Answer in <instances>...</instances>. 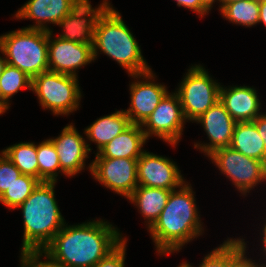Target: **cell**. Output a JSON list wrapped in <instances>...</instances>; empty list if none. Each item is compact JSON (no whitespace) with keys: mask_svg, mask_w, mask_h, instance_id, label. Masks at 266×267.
Returning <instances> with one entry per match:
<instances>
[{"mask_svg":"<svg viewBox=\"0 0 266 267\" xmlns=\"http://www.w3.org/2000/svg\"><path fill=\"white\" fill-rule=\"evenodd\" d=\"M116 229L102 220L64 225L42 251L67 267H93L125 239Z\"/></svg>","mask_w":266,"mask_h":267,"instance_id":"obj_1","label":"cell"},{"mask_svg":"<svg viewBox=\"0 0 266 267\" xmlns=\"http://www.w3.org/2000/svg\"><path fill=\"white\" fill-rule=\"evenodd\" d=\"M191 186L184 183L180 190H172L158 219L149 228L157 252L170 254L202 234V224Z\"/></svg>","mask_w":266,"mask_h":267,"instance_id":"obj_2","label":"cell"},{"mask_svg":"<svg viewBox=\"0 0 266 267\" xmlns=\"http://www.w3.org/2000/svg\"><path fill=\"white\" fill-rule=\"evenodd\" d=\"M55 183L40 182L19 206L24 219L21 252L42 251L66 224L55 200Z\"/></svg>","mask_w":266,"mask_h":267,"instance_id":"obj_3","label":"cell"},{"mask_svg":"<svg viewBox=\"0 0 266 267\" xmlns=\"http://www.w3.org/2000/svg\"><path fill=\"white\" fill-rule=\"evenodd\" d=\"M94 60L100 49L117 61L127 72L142 74L150 71L140 46L127 27L119 12L111 6L99 18L93 36Z\"/></svg>","mask_w":266,"mask_h":267,"instance_id":"obj_4","label":"cell"},{"mask_svg":"<svg viewBox=\"0 0 266 267\" xmlns=\"http://www.w3.org/2000/svg\"><path fill=\"white\" fill-rule=\"evenodd\" d=\"M0 52L7 64L17 67L31 79L49 71L48 31L22 28L0 36Z\"/></svg>","mask_w":266,"mask_h":267,"instance_id":"obj_5","label":"cell"},{"mask_svg":"<svg viewBox=\"0 0 266 267\" xmlns=\"http://www.w3.org/2000/svg\"><path fill=\"white\" fill-rule=\"evenodd\" d=\"M31 90L38 96L40 105L54 115L76 111L81 98L77 77L52 71L34 77Z\"/></svg>","mask_w":266,"mask_h":267,"instance_id":"obj_6","label":"cell"},{"mask_svg":"<svg viewBox=\"0 0 266 267\" xmlns=\"http://www.w3.org/2000/svg\"><path fill=\"white\" fill-rule=\"evenodd\" d=\"M220 84L200 65L192 66L178 91L185 120L195 121L220 100Z\"/></svg>","mask_w":266,"mask_h":267,"instance_id":"obj_7","label":"cell"},{"mask_svg":"<svg viewBox=\"0 0 266 267\" xmlns=\"http://www.w3.org/2000/svg\"><path fill=\"white\" fill-rule=\"evenodd\" d=\"M209 157L243 195L266 180V165L262 161L247 157L231 147L220 148Z\"/></svg>","mask_w":266,"mask_h":267,"instance_id":"obj_8","label":"cell"},{"mask_svg":"<svg viewBox=\"0 0 266 267\" xmlns=\"http://www.w3.org/2000/svg\"><path fill=\"white\" fill-rule=\"evenodd\" d=\"M185 118L177 93H167L154 109L151 115L141 125L144 128L146 139L151 135L177 145L183 131Z\"/></svg>","mask_w":266,"mask_h":267,"instance_id":"obj_9","label":"cell"},{"mask_svg":"<svg viewBox=\"0 0 266 267\" xmlns=\"http://www.w3.org/2000/svg\"><path fill=\"white\" fill-rule=\"evenodd\" d=\"M137 161L129 158H95L88 168L99 183L128 198L138 186Z\"/></svg>","mask_w":266,"mask_h":267,"instance_id":"obj_10","label":"cell"},{"mask_svg":"<svg viewBox=\"0 0 266 267\" xmlns=\"http://www.w3.org/2000/svg\"><path fill=\"white\" fill-rule=\"evenodd\" d=\"M109 7L110 3L107 0H103V3L95 9L92 8L89 0H81V2L57 24L64 29V33L59 35L58 38L81 44L93 45V36L97 22Z\"/></svg>","mask_w":266,"mask_h":267,"instance_id":"obj_11","label":"cell"},{"mask_svg":"<svg viewBox=\"0 0 266 267\" xmlns=\"http://www.w3.org/2000/svg\"><path fill=\"white\" fill-rule=\"evenodd\" d=\"M138 185L175 190L185 181L175 163L166 157L144 151L137 161Z\"/></svg>","mask_w":266,"mask_h":267,"instance_id":"obj_12","label":"cell"},{"mask_svg":"<svg viewBox=\"0 0 266 267\" xmlns=\"http://www.w3.org/2000/svg\"><path fill=\"white\" fill-rule=\"evenodd\" d=\"M52 38V31H48V65L49 71L61 74L76 75V70L87 65L92 60V45L72 42L56 37ZM51 39V40H50Z\"/></svg>","mask_w":266,"mask_h":267,"instance_id":"obj_13","label":"cell"},{"mask_svg":"<svg viewBox=\"0 0 266 267\" xmlns=\"http://www.w3.org/2000/svg\"><path fill=\"white\" fill-rule=\"evenodd\" d=\"M132 78H145L146 81L133 82L130 85L131 103L128 110H124L131 124L142 125L168 93L165 85L153 83L152 70L142 74H131ZM149 80V81H148Z\"/></svg>","mask_w":266,"mask_h":267,"instance_id":"obj_14","label":"cell"},{"mask_svg":"<svg viewBox=\"0 0 266 267\" xmlns=\"http://www.w3.org/2000/svg\"><path fill=\"white\" fill-rule=\"evenodd\" d=\"M195 121L202 124L210 140V144L196 143L195 148L209 156L220 148L230 147L236 121L220 100Z\"/></svg>","mask_w":266,"mask_h":267,"instance_id":"obj_15","label":"cell"},{"mask_svg":"<svg viewBox=\"0 0 266 267\" xmlns=\"http://www.w3.org/2000/svg\"><path fill=\"white\" fill-rule=\"evenodd\" d=\"M50 140L56 148L61 172L64 175L74 176L84 169L85 159L88 158L87 154L91 149L73 124L65 126L58 137Z\"/></svg>","mask_w":266,"mask_h":267,"instance_id":"obj_16","label":"cell"},{"mask_svg":"<svg viewBox=\"0 0 266 267\" xmlns=\"http://www.w3.org/2000/svg\"><path fill=\"white\" fill-rule=\"evenodd\" d=\"M80 2L81 0H29L17 11L15 17L36 20V25L25 28L51 31L43 24L50 22L57 25Z\"/></svg>","mask_w":266,"mask_h":267,"instance_id":"obj_17","label":"cell"},{"mask_svg":"<svg viewBox=\"0 0 266 267\" xmlns=\"http://www.w3.org/2000/svg\"><path fill=\"white\" fill-rule=\"evenodd\" d=\"M256 92L249 86L220 87V101L236 122H251L261 114V103Z\"/></svg>","mask_w":266,"mask_h":267,"instance_id":"obj_18","label":"cell"},{"mask_svg":"<svg viewBox=\"0 0 266 267\" xmlns=\"http://www.w3.org/2000/svg\"><path fill=\"white\" fill-rule=\"evenodd\" d=\"M146 140L142 126L131 124L108 142L95 156L96 158L138 159L144 152L141 148Z\"/></svg>","mask_w":266,"mask_h":267,"instance_id":"obj_19","label":"cell"},{"mask_svg":"<svg viewBox=\"0 0 266 267\" xmlns=\"http://www.w3.org/2000/svg\"><path fill=\"white\" fill-rule=\"evenodd\" d=\"M130 125L129 117L124 110H120L97 119L85 129L84 133L90 141L97 143L98 153L108 142Z\"/></svg>","mask_w":266,"mask_h":267,"instance_id":"obj_20","label":"cell"},{"mask_svg":"<svg viewBox=\"0 0 266 267\" xmlns=\"http://www.w3.org/2000/svg\"><path fill=\"white\" fill-rule=\"evenodd\" d=\"M171 191L172 190L138 185L128 197V200L135 203L144 218L148 220V229L154 224L163 211Z\"/></svg>","mask_w":266,"mask_h":267,"instance_id":"obj_21","label":"cell"},{"mask_svg":"<svg viewBox=\"0 0 266 267\" xmlns=\"http://www.w3.org/2000/svg\"><path fill=\"white\" fill-rule=\"evenodd\" d=\"M230 147L247 157L262 161L266 165L264 141L253 121L236 122Z\"/></svg>","mask_w":266,"mask_h":267,"instance_id":"obj_22","label":"cell"},{"mask_svg":"<svg viewBox=\"0 0 266 267\" xmlns=\"http://www.w3.org/2000/svg\"><path fill=\"white\" fill-rule=\"evenodd\" d=\"M22 174L39 179V167L37 162V145L30 142H22L9 146L2 151Z\"/></svg>","mask_w":266,"mask_h":267,"instance_id":"obj_23","label":"cell"},{"mask_svg":"<svg viewBox=\"0 0 266 267\" xmlns=\"http://www.w3.org/2000/svg\"><path fill=\"white\" fill-rule=\"evenodd\" d=\"M32 79L17 67L7 64L0 76V110L9 108V98L22 88L31 90Z\"/></svg>","mask_w":266,"mask_h":267,"instance_id":"obj_24","label":"cell"},{"mask_svg":"<svg viewBox=\"0 0 266 267\" xmlns=\"http://www.w3.org/2000/svg\"><path fill=\"white\" fill-rule=\"evenodd\" d=\"M259 10V0H241L226 3L220 11L231 23L250 27L259 23Z\"/></svg>","mask_w":266,"mask_h":267,"instance_id":"obj_25","label":"cell"},{"mask_svg":"<svg viewBox=\"0 0 266 267\" xmlns=\"http://www.w3.org/2000/svg\"><path fill=\"white\" fill-rule=\"evenodd\" d=\"M37 162L39 180L41 182H57V174L61 172V167L58 153L50 139L37 145Z\"/></svg>","mask_w":266,"mask_h":267,"instance_id":"obj_26","label":"cell"},{"mask_svg":"<svg viewBox=\"0 0 266 267\" xmlns=\"http://www.w3.org/2000/svg\"><path fill=\"white\" fill-rule=\"evenodd\" d=\"M40 182L33 176L22 174L0 197V202L10 209L19 208Z\"/></svg>","mask_w":266,"mask_h":267,"instance_id":"obj_27","label":"cell"},{"mask_svg":"<svg viewBox=\"0 0 266 267\" xmlns=\"http://www.w3.org/2000/svg\"><path fill=\"white\" fill-rule=\"evenodd\" d=\"M184 264L192 267L188 263ZM199 267H230V239L206 255Z\"/></svg>","mask_w":266,"mask_h":267,"instance_id":"obj_28","label":"cell"},{"mask_svg":"<svg viewBox=\"0 0 266 267\" xmlns=\"http://www.w3.org/2000/svg\"><path fill=\"white\" fill-rule=\"evenodd\" d=\"M2 154V155H1ZM0 154V197L22 173L3 153Z\"/></svg>","mask_w":266,"mask_h":267,"instance_id":"obj_29","label":"cell"},{"mask_svg":"<svg viewBox=\"0 0 266 267\" xmlns=\"http://www.w3.org/2000/svg\"><path fill=\"white\" fill-rule=\"evenodd\" d=\"M244 239H230V267H261L245 257Z\"/></svg>","mask_w":266,"mask_h":267,"instance_id":"obj_30","label":"cell"},{"mask_svg":"<svg viewBox=\"0 0 266 267\" xmlns=\"http://www.w3.org/2000/svg\"><path fill=\"white\" fill-rule=\"evenodd\" d=\"M43 251H23L21 252V267H67L57 263L44 253L46 261H41ZM40 260V261H39Z\"/></svg>","mask_w":266,"mask_h":267,"instance_id":"obj_31","label":"cell"},{"mask_svg":"<svg viewBox=\"0 0 266 267\" xmlns=\"http://www.w3.org/2000/svg\"><path fill=\"white\" fill-rule=\"evenodd\" d=\"M126 243L127 240L124 239L113 251L93 267H124Z\"/></svg>","mask_w":266,"mask_h":267,"instance_id":"obj_32","label":"cell"},{"mask_svg":"<svg viewBox=\"0 0 266 267\" xmlns=\"http://www.w3.org/2000/svg\"><path fill=\"white\" fill-rule=\"evenodd\" d=\"M177 2V6H183L188 8L196 13H198L201 17L205 16L209 10L201 3L200 0H175Z\"/></svg>","mask_w":266,"mask_h":267,"instance_id":"obj_33","label":"cell"},{"mask_svg":"<svg viewBox=\"0 0 266 267\" xmlns=\"http://www.w3.org/2000/svg\"><path fill=\"white\" fill-rule=\"evenodd\" d=\"M253 122L256 125L259 135L264 141V146L266 150V114H260L253 120Z\"/></svg>","mask_w":266,"mask_h":267,"instance_id":"obj_34","label":"cell"},{"mask_svg":"<svg viewBox=\"0 0 266 267\" xmlns=\"http://www.w3.org/2000/svg\"><path fill=\"white\" fill-rule=\"evenodd\" d=\"M259 23L262 22L266 27V0H259Z\"/></svg>","mask_w":266,"mask_h":267,"instance_id":"obj_35","label":"cell"},{"mask_svg":"<svg viewBox=\"0 0 266 267\" xmlns=\"http://www.w3.org/2000/svg\"><path fill=\"white\" fill-rule=\"evenodd\" d=\"M200 1L209 11L212 8L213 3L216 2V0H200ZM218 1H220V3H221V6H220V10H221L222 0H218Z\"/></svg>","mask_w":266,"mask_h":267,"instance_id":"obj_36","label":"cell"},{"mask_svg":"<svg viewBox=\"0 0 266 267\" xmlns=\"http://www.w3.org/2000/svg\"><path fill=\"white\" fill-rule=\"evenodd\" d=\"M6 65H7L6 58L5 57L4 58L0 57V76L3 73V70H4Z\"/></svg>","mask_w":266,"mask_h":267,"instance_id":"obj_37","label":"cell"},{"mask_svg":"<svg viewBox=\"0 0 266 267\" xmlns=\"http://www.w3.org/2000/svg\"><path fill=\"white\" fill-rule=\"evenodd\" d=\"M263 231H264L263 234H262L263 238H262L261 241H263L262 243L264 244L263 245L264 246V250H265L264 252L266 253V224L264 225ZM263 266L266 267V265H264V264L261 267H263Z\"/></svg>","mask_w":266,"mask_h":267,"instance_id":"obj_38","label":"cell"},{"mask_svg":"<svg viewBox=\"0 0 266 267\" xmlns=\"http://www.w3.org/2000/svg\"><path fill=\"white\" fill-rule=\"evenodd\" d=\"M236 1H241V0H222V7H223L226 3H231V2H236Z\"/></svg>","mask_w":266,"mask_h":267,"instance_id":"obj_39","label":"cell"},{"mask_svg":"<svg viewBox=\"0 0 266 267\" xmlns=\"http://www.w3.org/2000/svg\"><path fill=\"white\" fill-rule=\"evenodd\" d=\"M179 267H187L184 263H182Z\"/></svg>","mask_w":266,"mask_h":267,"instance_id":"obj_40","label":"cell"}]
</instances>
